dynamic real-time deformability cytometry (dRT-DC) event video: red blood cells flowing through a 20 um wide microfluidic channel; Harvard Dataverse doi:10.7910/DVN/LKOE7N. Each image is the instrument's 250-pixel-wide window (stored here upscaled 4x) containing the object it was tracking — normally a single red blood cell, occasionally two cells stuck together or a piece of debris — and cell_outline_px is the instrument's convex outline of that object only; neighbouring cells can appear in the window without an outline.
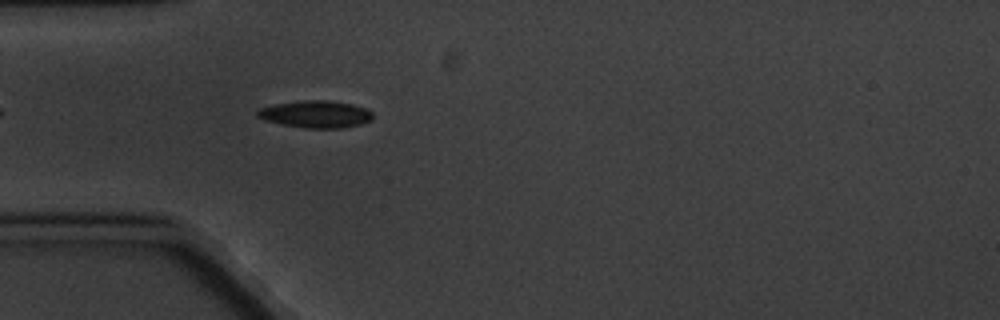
{"species": "common noctule bat (a hibernating species)", "species_latin": "Nyctalus noctula", "temperature_condition": "cold", "stored_images_in_passage": 1, "camera_frame_rate_fps": 3000, "um_per_image_px": 0.085, "animal": {"sex": "male", "body_mass_g": 20.1, "forearm_length_mm": 53.5}, "frame": {"image": 1, "passage_image": 1, "time_ms": 0.0, "image_size_px": [1000, 320], "cell_outline_px": [[372, 120], [360, 124], [340, 128], [304, 128], [264, 120], [256, 116], [256, 112], [260, 108], [276, 104], [304, 100], [328, 100], [352, 104], [364, 108], [372, 112]], "centroid_in_image_um": [26.83, 9.7], "position_along_channel_um": 58.2, "area_um2": 18.09}}